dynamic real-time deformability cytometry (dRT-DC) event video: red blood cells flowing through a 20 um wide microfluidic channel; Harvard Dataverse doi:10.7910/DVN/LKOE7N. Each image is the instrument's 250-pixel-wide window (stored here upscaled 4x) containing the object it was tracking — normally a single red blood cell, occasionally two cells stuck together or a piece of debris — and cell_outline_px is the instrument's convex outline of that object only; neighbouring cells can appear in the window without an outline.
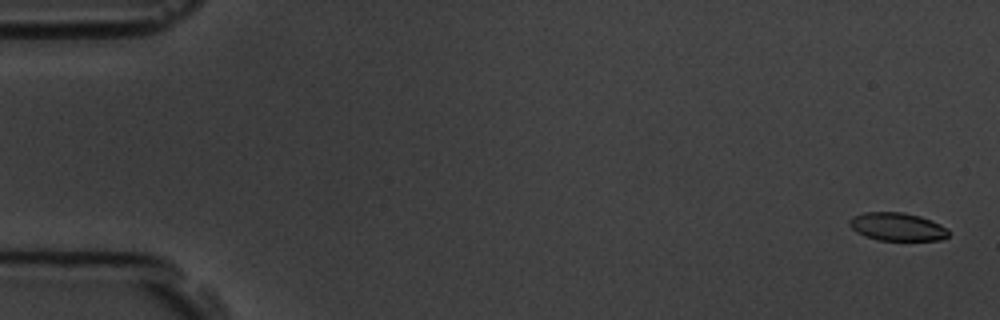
{"species": "common noctule bat (a hibernating species)", "species_latin": "Nyctalus noctula", "temperature_condition": "room temperature", "stored_images_in_passage": 5, "camera_frame_rate_fps": 3000, "um_per_image_px": 0.085, "animal": {"sex": "male", "body_mass_g": 19.5, "forearm_length_mm": 54.6}, "frame": {"image": 1, "passage_image": 1, "time_ms": 0.0, "image_size_px": [1000, 320], "cell_outline_px": [[948, 236], [940, 240], [880, 240], [864, 236], [856, 232], [848, 224], [848, 220], [852, 216], [864, 212], [904, 212], [920, 216], [932, 220], [948, 228]], "centroid_in_image_um": [76.25, 19.26], "position_along_channel_um": 8.8, "area_um2": 16.36}}
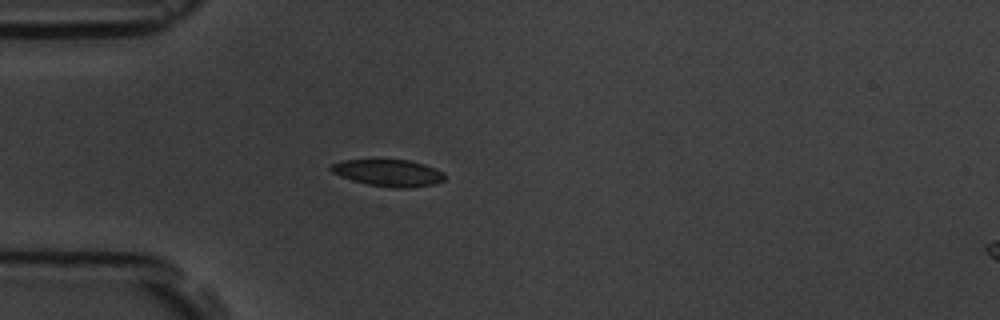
{"frame": {"image": 2, "passage_image": 5, "time_ms": 4.667, "image_size_px": [1000, 320], "cell_outline_px": [[444, 180], [436, 184], [412, 188], [392, 188], [368, 184], [352, 180], [340, 176], [332, 172], [328, 168], [332, 164], [344, 160], [408, 160], [424, 164], [436, 168], [444, 172]], "centroid_in_image_um": [33.05, 14.7], "position_along_channel_um": 52.0, "area_um2": 17.86}}